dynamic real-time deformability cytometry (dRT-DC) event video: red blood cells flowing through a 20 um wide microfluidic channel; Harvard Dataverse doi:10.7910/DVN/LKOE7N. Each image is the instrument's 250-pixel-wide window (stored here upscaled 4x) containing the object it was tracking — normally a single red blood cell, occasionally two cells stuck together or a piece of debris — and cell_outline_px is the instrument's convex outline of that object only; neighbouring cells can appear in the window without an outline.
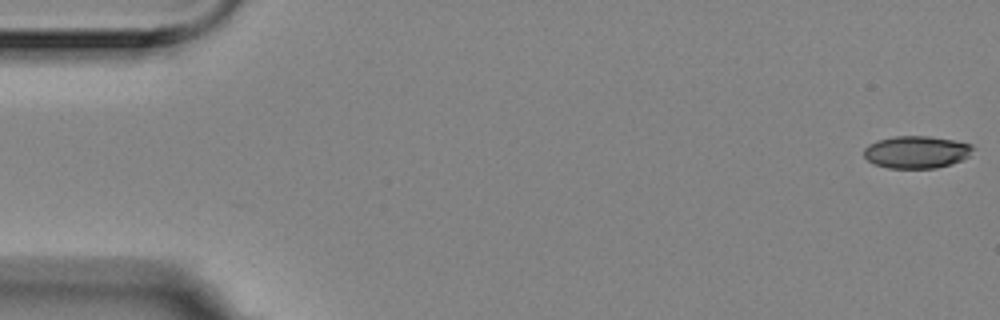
{"species": "Egyptian fruit bat (a non-hibernating species)", "species_latin": "Rousettus aegyptiacus", "temperature_condition": "room temperature", "stored_images_in_passage": 17, "camera_frame_rate_fps": 3000, "um_per_image_px": 0.085, "animal": {"sex": "female"}, "frame": {"image": 1, "passage_image": 1, "time_ms": 0.0, "image_size_px": [1000, 320], "cell_outline_px": [[976, 148], [968, 156], [952, 164], [936, 168], [888, 168], [872, 164], [864, 156], [864, 148], [868, 144], [876, 140], [896, 136], [928, 136], [952, 140], [972, 144]], "centroid_in_image_um": [77.89, 12.92], "position_along_channel_um": 7.1, "area_um2": 20.69}}
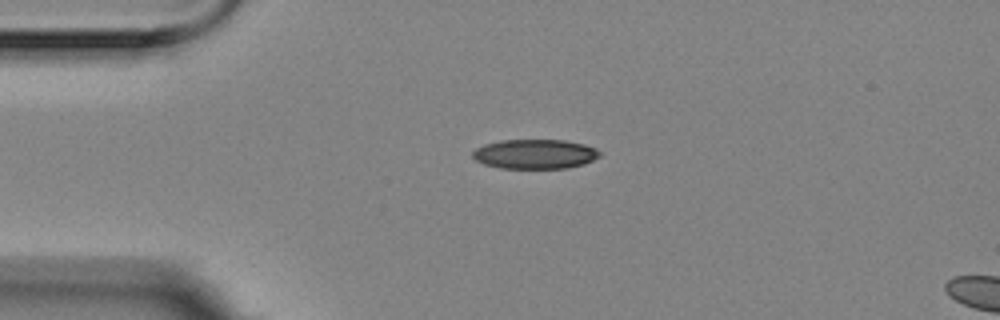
{"frame": {"image": 2, "passage_image": 13, "time_ms": 4.0, "image_size_px": [1000, 320], "cell_outline_px": [[604, 152], [600, 156], [584, 164], [568, 168], [500, 168], [484, 164], [476, 160], [472, 156], [472, 152], [476, 148], [484, 144], [500, 140], [564, 140], [584, 144], [596, 148]], "centroid_in_image_um": [45.49, 13.09], "position_along_channel_um": 39.5, "area_um2": 22.02}}